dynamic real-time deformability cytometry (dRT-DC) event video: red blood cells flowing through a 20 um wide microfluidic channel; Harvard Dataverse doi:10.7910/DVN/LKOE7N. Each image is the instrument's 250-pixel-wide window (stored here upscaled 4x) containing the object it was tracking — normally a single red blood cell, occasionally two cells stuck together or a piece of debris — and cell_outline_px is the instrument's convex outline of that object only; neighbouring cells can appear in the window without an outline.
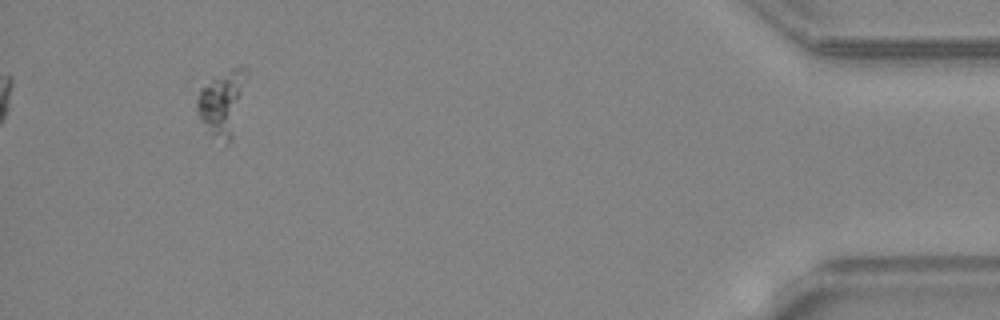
{"species": "common noctule bat (a hibernating species)", "species_latin": "Nyctalus noctula", "temperature_condition": "warm", "stored_images_in_passage": 32, "camera_frame_rate_fps": 3000, "um_per_image_px": 0.085, "animal": {"sex": "female", "body_mass_g": 24.6, "forearm_length_mm": 56.2}, "frame": {"image": 1, "passage_image": 32, "time_ms": 10.333, "image_size_px": [1000, 320], "cell_outline_px": [[248, 76], [232, 140], [224, 144], [204, 132], [196, 112], [196, 100], [200, 88], [212, 76], [232, 68], [244, 64], [248, 68]], "centroid_in_image_um": [18.86, 8.74], "position_along_channel_um": 416.3, "area_um2": 19.83}}